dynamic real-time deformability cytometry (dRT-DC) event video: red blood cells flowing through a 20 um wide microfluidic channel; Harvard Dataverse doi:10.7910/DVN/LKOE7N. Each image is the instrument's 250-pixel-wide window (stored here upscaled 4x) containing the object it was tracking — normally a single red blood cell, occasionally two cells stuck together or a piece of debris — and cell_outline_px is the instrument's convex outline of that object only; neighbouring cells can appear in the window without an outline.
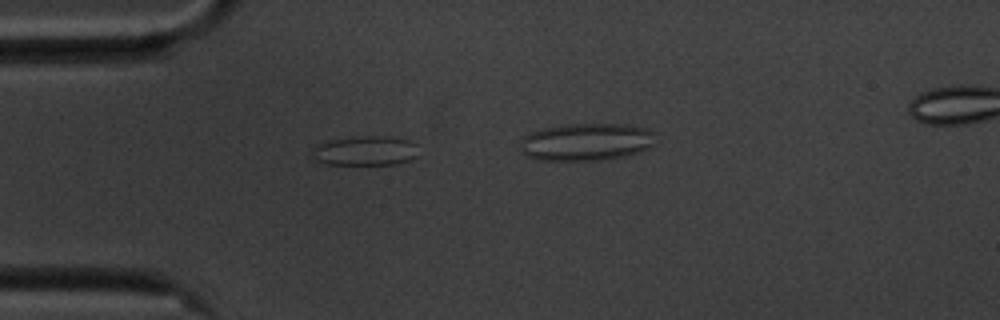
{"species": "common noctule bat (a hibernating species)", "species_latin": "Nyctalus noctula", "temperature_condition": "cold", "stored_images_in_passage": 20, "camera_frame_rate_fps": 3000, "um_per_image_px": 0.085, "animal": {"sex": "male", "body_mass_g": 20.1, "forearm_length_mm": 53.5}, "frame": {"image": 1, "passage_image": 12, "time_ms": 3.667, "image_size_px": [1000, 320], "cell_outline_px": [[416, 156], [408, 160], [396, 164], [328, 164], [316, 160], [312, 152], [312, 148], [316, 144], [328, 140], [364, 136], [380, 136], [408, 140], [416, 144]], "centroid_in_image_um": [31.01, 12.81], "position_along_channel_um": 54.0, "area_um2": 18.03}}
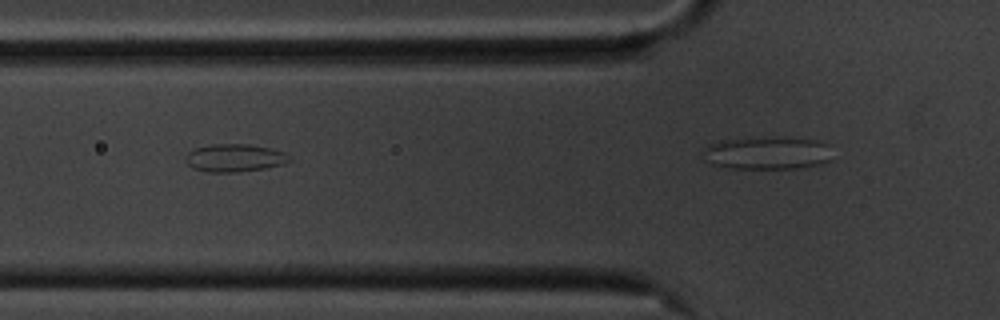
{"frame": {"image": 2, "passage_image": 17, "time_ms": 5.333, "image_size_px": [1000, 320], "cell_outline_px": [[292, 160], [284, 164], [264, 168], [240, 172], [208, 172], [192, 168], [188, 164], [184, 156], [188, 152], [196, 148], [208, 144], [248, 144], [268, 148], [284, 152]], "centroid_in_image_um": [19.91, 13.42], "position_along_channel_um": 105.9, "area_um2": 16.82}}